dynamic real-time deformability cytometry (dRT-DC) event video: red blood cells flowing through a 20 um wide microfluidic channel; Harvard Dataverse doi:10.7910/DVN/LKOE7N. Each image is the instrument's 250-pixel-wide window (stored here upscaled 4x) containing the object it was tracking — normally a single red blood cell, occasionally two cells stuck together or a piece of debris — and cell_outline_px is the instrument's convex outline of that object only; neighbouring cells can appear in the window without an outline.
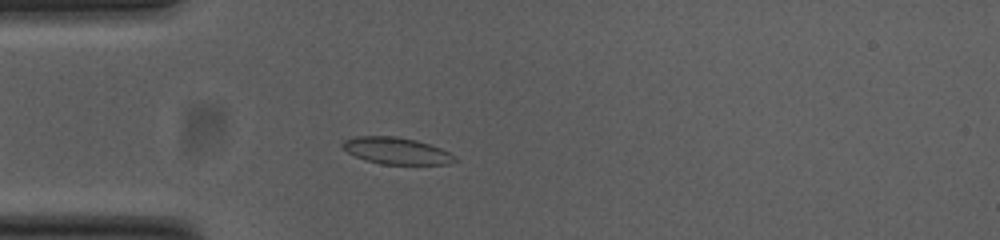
{"species": "common noctule bat (a hibernating species)", "species_latin": "Nyctalus noctula", "temperature_condition": "cold", "stored_images_in_passage": 42, "camera_frame_rate_fps": 3000, "um_per_image_px": 0.085, "animal": {"sex": "female", "body_mass_g": 23.0, "forearm_length_mm": 53.4}, "frame": {"image": 1, "passage_image": 3, "time_ms": 0.667, "image_size_px": [1000, 240], "cell_outline_px": [[460, 160], [448, 164], [384, 164], [364, 160], [348, 152], [340, 144], [344, 140], [356, 136], [396, 136], [416, 140], [440, 148], [456, 156]], "centroid_in_image_um": [33.71, 12.82], "position_along_channel_um": 51.3, "area_um2": 17.46}}
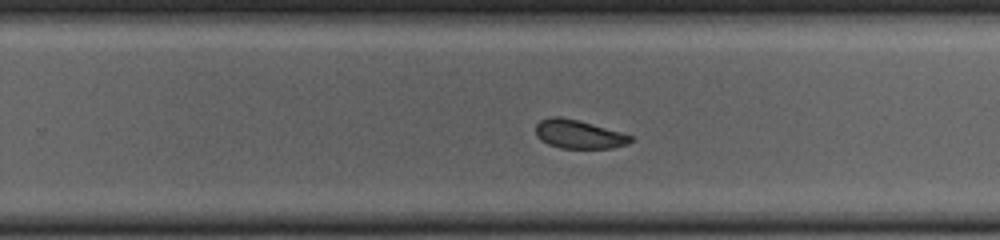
{"frame": {"image": 2, "passage_image": 22, "time_ms": 7.0, "image_size_px": [1000, 240], "cell_outline_px": [[632, 140], [628, 144], [612, 148], [560, 148], [548, 144], [540, 140], [536, 136], [536, 124], [540, 120], [552, 116], [560, 116], [580, 120], [620, 132], [632, 136]], "centroid_in_image_um": [49.16, 11.4], "position_along_channel_um": 280.6, "area_um2": 15.9}}
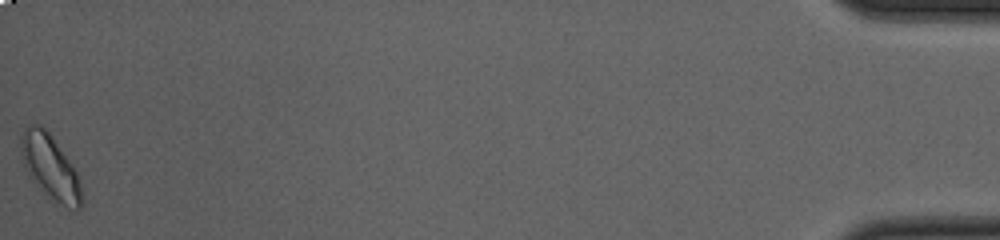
{"frame": {"image": 3, "passage_image": 42, "time_ms": 13.667, "image_size_px": [1000, 240], "cell_outline_px": [[84, 204], [76, 212], [56, 204], [48, 200], [44, 196], [28, 176], [20, 160], [20, 136], [24, 128], [32, 124], [40, 124], [52, 136], [76, 172], [80, 184], [84, 200]], "centroid_in_image_um": [4.24, 14.3], "position_along_channel_um": 431.0, "area_um2": 23.76}, "authors_computed_cell_mechanics": {"area_um2": 17.1377, "velocity_mm_per_s": 3.7694, "shape_relaxation_time_tau1_ms": null, "shape_relaxation_time_tau2_ms": 8.6888, "deformation_change_tau1": null, "deformation_change_tau2": 0.1207}}